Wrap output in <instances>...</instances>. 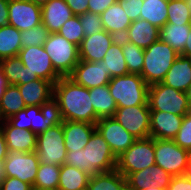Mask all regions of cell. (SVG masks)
<instances>
[{
  "label": "cell",
  "mask_w": 191,
  "mask_h": 190,
  "mask_svg": "<svg viewBox=\"0 0 191 190\" xmlns=\"http://www.w3.org/2000/svg\"><path fill=\"white\" fill-rule=\"evenodd\" d=\"M89 89L69 77H61L53 85V107L60 121H79L96 124L97 115L91 104Z\"/></svg>",
  "instance_id": "cell-1"
},
{
  "label": "cell",
  "mask_w": 191,
  "mask_h": 190,
  "mask_svg": "<svg viewBox=\"0 0 191 190\" xmlns=\"http://www.w3.org/2000/svg\"><path fill=\"white\" fill-rule=\"evenodd\" d=\"M116 163L117 158L97 129L83 149L67 151L65 159V164L89 175L113 171L116 169Z\"/></svg>",
  "instance_id": "cell-2"
},
{
  "label": "cell",
  "mask_w": 191,
  "mask_h": 190,
  "mask_svg": "<svg viewBox=\"0 0 191 190\" xmlns=\"http://www.w3.org/2000/svg\"><path fill=\"white\" fill-rule=\"evenodd\" d=\"M180 54L160 39L144 49L141 77L147 85L162 82L173 62Z\"/></svg>",
  "instance_id": "cell-3"
},
{
  "label": "cell",
  "mask_w": 191,
  "mask_h": 190,
  "mask_svg": "<svg viewBox=\"0 0 191 190\" xmlns=\"http://www.w3.org/2000/svg\"><path fill=\"white\" fill-rule=\"evenodd\" d=\"M108 86L117 107L148 105L149 85L138 74L112 77Z\"/></svg>",
  "instance_id": "cell-4"
},
{
  "label": "cell",
  "mask_w": 191,
  "mask_h": 190,
  "mask_svg": "<svg viewBox=\"0 0 191 190\" xmlns=\"http://www.w3.org/2000/svg\"><path fill=\"white\" fill-rule=\"evenodd\" d=\"M43 47L50 56L54 69L62 77H68L79 63L78 46L69 42L58 32L50 33Z\"/></svg>",
  "instance_id": "cell-5"
},
{
  "label": "cell",
  "mask_w": 191,
  "mask_h": 190,
  "mask_svg": "<svg viewBox=\"0 0 191 190\" xmlns=\"http://www.w3.org/2000/svg\"><path fill=\"white\" fill-rule=\"evenodd\" d=\"M148 105L150 110L185 116L189 112V97L188 93L159 82L149 85Z\"/></svg>",
  "instance_id": "cell-6"
},
{
  "label": "cell",
  "mask_w": 191,
  "mask_h": 190,
  "mask_svg": "<svg viewBox=\"0 0 191 190\" xmlns=\"http://www.w3.org/2000/svg\"><path fill=\"white\" fill-rule=\"evenodd\" d=\"M13 127L39 134L60 122L57 110L52 106H26L6 119Z\"/></svg>",
  "instance_id": "cell-7"
},
{
  "label": "cell",
  "mask_w": 191,
  "mask_h": 190,
  "mask_svg": "<svg viewBox=\"0 0 191 190\" xmlns=\"http://www.w3.org/2000/svg\"><path fill=\"white\" fill-rule=\"evenodd\" d=\"M155 165L154 138L137 139L117 157L116 170L125 178L133 172Z\"/></svg>",
  "instance_id": "cell-8"
},
{
  "label": "cell",
  "mask_w": 191,
  "mask_h": 190,
  "mask_svg": "<svg viewBox=\"0 0 191 190\" xmlns=\"http://www.w3.org/2000/svg\"><path fill=\"white\" fill-rule=\"evenodd\" d=\"M36 153L39 163L58 166L65 164L67 151L64 144L63 121L37 134Z\"/></svg>",
  "instance_id": "cell-9"
},
{
  "label": "cell",
  "mask_w": 191,
  "mask_h": 190,
  "mask_svg": "<svg viewBox=\"0 0 191 190\" xmlns=\"http://www.w3.org/2000/svg\"><path fill=\"white\" fill-rule=\"evenodd\" d=\"M155 164L172 176L184 175L191 152L178 146L174 140L154 139Z\"/></svg>",
  "instance_id": "cell-10"
},
{
  "label": "cell",
  "mask_w": 191,
  "mask_h": 190,
  "mask_svg": "<svg viewBox=\"0 0 191 190\" xmlns=\"http://www.w3.org/2000/svg\"><path fill=\"white\" fill-rule=\"evenodd\" d=\"M27 70L39 78L50 81L53 85L62 77L53 67L50 56L43 46L21 48L18 53Z\"/></svg>",
  "instance_id": "cell-11"
},
{
  "label": "cell",
  "mask_w": 191,
  "mask_h": 190,
  "mask_svg": "<svg viewBox=\"0 0 191 190\" xmlns=\"http://www.w3.org/2000/svg\"><path fill=\"white\" fill-rule=\"evenodd\" d=\"M113 117L137 139L150 137L149 105L117 107Z\"/></svg>",
  "instance_id": "cell-12"
},
{
  "label": "cell",
  "mask_w": 191,
  "mask_h": 190,
  "mask_svg": "<svg viewBox=\"0 0 191 190\" xmlns=\"http://www.w3.org/2000/svg\"><path fill=\"white\" fill-rule=\"evenodd\" d=\"M39 164L36 151L28 153L9 152L4 160L5 175L6 177L18 178L33 186Z\"/></svg>",
  "instance_id": "cell-13"
},
{
  "label": "cell",
  "mask_w": 191,
  "mask_h": 190,
  "mask_svg": "<svg viewBox=\"0 0 191 190\" xmlns=\"http://www.w3.org/2000/svg\"><path fill=\"white\" fill-rule=\"evenodd\" d=\"M96 129L105 139L116 158L137 140L114 117L99 119L96 122Z\"/></svg>",
  "instance_id": "cell-14"
},
{
  "label": "cell",
  "mask_w": 191,
  "mask_h": 190,
  "mask_svg": "<svg viewBox=\"0 0 191 190\" xmlns=\"http://www.w3.org/2000/svg\"><path fill=\"white\" fill-rule=\"evenodd\" d=\"M9 25L19 31L42 24L41 6L29 0H9Z\"/></svg>",
  "instance_id": "cell-15"
},
{
  "label": "cell",
  "mask_w": 191,
  "mask_h": 190,
  "mask_svg": "<svg viewBox=\"0 0 191 190\" xmlns=\"http://www.w3.org/2000/svg\"><path fill=\"white\" fill-rule=\"evenodd\" d=\"M68 77L76 84L87 89L108 85L111 79L103 61L87 62L84 60H79V63Z\"/></svg>",
  "instance_id": "cell-16"
},
{
  "label": "cell",
  "mask_w": 191,
  "mask_h": 190,
  "mask_svg": "<svg viewBox=\"0 0 191 190\" xmlns=\"http://www.w3.org/2000/svg\"><path fill=\"white\" fill-rule=\"evenodd\" d=\"M172 175L158 165H153L138 172L130 173L126 177L127 188L130 190H144L149 187L167 189Z\"/></svg>",
  "instance_id": "cell-17"
},
{
  "label": "cell",
  "mask_w": 191,
  "mask_h": 190,
  "mask_svg": "<svg viewBox=\"0 0 191 190\" xmlns=\"http://www.w3.org/2000/svg\"><path fill=\"white\" fill-rule=\"evenodd\" d=\"M117 38L102 30L89 37H84L79 45V59L87 62L102 61L105 53Z\"/></svg>",
  "instance_id": "cell-18"
},
{
  "label": "cell",
  "mask_w": 191,
  "mask_h": 190,
  "mask_svg": "<svg viewBox=\"0 0 191 190\" xmlns=\"http://www.w3.org/2000/svg\"><path fill=\"white\" fill-rule=\"evenodd\" d=\"M183 117L171 112L150 110V137L173 140L181 127Z\"/></svg>",
  "instance_id": "cell-19"
},
{
  "label": "cell",
  "mask_w": 191,
  "mask_h": 190,
  "mask_svg": "<svg viewBox=\"0 0 191 190\" xmlns=\"http://www.w3.org/2000/svg\"><path fill=\"white\" fill-rule=\"evenodd\" d=\"M26 106H52L53 84L45 79H37L17 85Z\"/></svg>",
  "instance_id": "cell-20"
},
{
  "label": "cell",
  "mask_w": 191,
  "mask_h": 190,
  "mask_svg": "<svg viewBox=\"0 0 191 190\" xmlns=\"http://www.w3.org/2000/svg\"><path fill=\"white\" fill-rule=\"evenodd\" d=\"M1 129L9 152L28 153L36 151L37 134L34 132L13 127L7 120H3Z\"/></svg>",
  "instance_id": "cell-21"
},
{
  "label": "cell",
  "mask_w": 191,
  "mask_h": 190,
  "mask_svg": "<svg viewBox=\"0 0 191 190\" xmlns=\"http://www.w3.org/2000/svg\"><path fill=\"white\" fill-rule=\"evenodd\" d=\"M96 130V124L79 121H63L66 151H77L85 147Z\"/></svg>",
  "instance_id": "cell-22"
},
{
  "label": "cell",
  "mask_w": 191,
  "mask_h": 190,
  "mask_svg": "<svg viewBox=\"0 0 191 190\" xmlns=\"http://www.w3.org/2000/svg\"><path fill=\"white\" fill-rule=\"evenodd\" d=\"M42 24L50 33H57L63 24L74 17L65 0H50L41 6Z\"/></svg>",
  "instance_id": "cell-23"
},
{
  "label": "cell",
  "mask_w": 191,
  "mask_h": 190,
  "mask_svg": "<svg viewBox=\"0 0 191 190\" xmlns=\"http://www.w3.org/2000/svg\"><path fill=\"white\" fill-rule=\"evenodd\" d=\"M162 83L188 93L191 86V58L179 55L166 73Z\"/></svg>",
  "instance_id": "cell-24"
},
{
  "label": "cell",
  "mask_w": 191,
  "mask_h": 190,
  "mask_svg": "<svg viewBox=\"0 0 191 190\" xmlns=\"http://www.w3.org/2000/svg\"><path fill=\"white\" fill-rule=\"evenodd\" d=\"M159 32L160 29L158 27L150 24L146 20L138 19L132 21L123 38L142 49H146L151 44L159 40Z\"/></svg>",
  "instance_id": "cell-25"
},
{
  "label": "cell",
  "mask_w": 191,
  "mask_h": 190,
  "mask_svg": "<svg viewBox=\"0 0 191 190\" xmlns=\"http://www.w3.org/2000/svg\"><path fill=\"white\" fill-rule=\"evenodd\" d=\"M100 17L104 30L114 35L117 39L126 35L128 27L132 23L118 2L108 7Z\"/></svg>",
  "instance_id": "cell-26"
},
{
  "label": "cell",
  "mask_w": 191,
  "mask_h": 190,
  "mask_svg": "<svg viewBox=\"0 0 191 190\" xmlns=\"http://www.w3.org/2000/svg\"><path fill=\"white\" fill-rule=\"evenodd\" d=\"M90 99L97 115V121L102 118H109L115 115L116 102L111 96L109 86H97L89 89Z\"/></svg>",
  "instance_id": "cell-27"
},
{
  "label": "cell",
  "mask_w": 191,
  "mask_h": 190,
  "mask_svg": "<svg viewBox=\"0 0 191 190\" xmlns=\"http://www.w3.org/2000/svg\"><path fill=\"white\" fill-rule=\"evenodd\" d=\"M104 67L112 77L124 76L129 73L122 50V38L116 39L103 57Z\"/></svg>",
  "instance_id": "cell-28"
},
{
  "label": "cell",
  "mask_w": 191,
  "mask_h": 190,
  "mask_svg": "<svg viewBox=\"0 0 191 190\" xmlns=\"http://www.w3.org/2000/svg\"><path fill=\"white\" fill-rule=\"evenodd\" d=\"M191 25L166 23L160 28L159 39L171 46L177 53L184 50Z\"/></svg>",
  "instance_id": "cell-29"
},
{
  "label": "cell",
  "mask_w": 191,
  "mask_h": 190,
  "mask_svg": "<svg viewBox=\"0 0 191 190\" xmlns=\"http://www.w3.org/2000/svg\"><path fill=\"white\" fill-rule=\"evenodd\" d=\"M90 176L83 170L63 164L60 166L57 190H82L88 187Z\"/></svg>",
  "instance_id": "cell-30"
},
{
  "label": "cell",
  "mask_w": 191,
  "mask_h": 190,
  "mask_svg": "<svg viewBox=\"0 0 191 190\" xmlns=\"http://www.w3.org/2000/svg\"><path fill=\"white\" fill-rule=\"evenodd\" d=\"M168 0H144L140 19L148 21L159 29L167 23Z\"/></svg>",
  "instance_id": "cell-31"
},
{
  "label": "cell",
  "mask_w": 191,
  "mask_h": 190,
  "mask_svg": "<svg viewBox=\"0 0 191 190\" xmlns=\"http://www.w3.org/2000/svg\"><path fill=\"white\" fill-rule=\"evenodd\" d=\"M90 190H125L126 178L116 169L102 174L91 175L88 181Z\"/></svg>",
  "instance_id": "cell-32"
},
{
  "label": "cell",
  "mask_w": 191,
  "mask_h": 190,
  "mask_svg": "<svg viewBox=\"0 0 191 190\" xmlns=\"http://www.w3.org/2000/svg\"><path fill=\"white\" fill-rule=\"evenodd\" d=\"M21 31L12 25L0 27V60L18 56L22 48Z\"/></svg>",
  "instance_id": "cell-33"
},
{
  "label": "cell",
  "mask_w": 191,
  "mask_h": 190,
  "mask_svg": "<svg viewBox=\"0 0 191 190\" xmlns=\"http://www.w3.org/2000/svg\"><path fill=\"white\" fill-rule=\"evenodd\" d=\"M26 108L17 85H8L0 101V115L3 120Z\"/></svg>",
  "instance_id": "cell-34"
},
{
  "label": "cell",
  "mask_w": 191,
  "mask_h": 190,
  "mask_svg": "<svg viewBox=\"0 0 191 190\" xmlns=\"http://www.w3.org/2000/svg\"><path fill=\"white\" fill-rule=\"evenodd\" d=\"M60 166L39 164L33 188L39 190H57L59 184Z\"/></svg>",
  "instance_id": "cell-35"
},
{
  "label": "cell",
  "mask_w": 191,
  "mask_h": 190,
  "mask_svg": "<svg viewBox=\"0 0 191 190\" xmlns=\"http://www.w3.org/2000/svg\"><path fill=\"white\" fill-rule=\"evenodd\" d=\"M122 50L129 73L141 75L144 49L122 38Z\"/></svg>",
  "instance_id": "cell-36"
},
{
  "label": "cell",
  "mask_w": 191,
  "mask_h": 190,
  "mask_svg": "<svg viewBox=\"0 0 191 190\" xmlns=\"http://www.w3.org/2000/svg\"><path fill=\"white\" fill-rule=\"evenodd\" d=\"M167 23L191 25V14L185 0H168Z\"/></svg>",
  "instance_id": "cell-37"
},
{
  "label": "cell",
  "mask_w": 191,
  "mask_h": 190,
  "mask_svg": "<svg viewBox=\"0 0 191 190\" xmlns=\"http://www.w3.org/2000/svg\"><path fill=\"white\" fill-rule=\"evenodd\" d=\"M0 70L6 77L8 85L20 84V78H22V61L18 56L2 59Z\"/></svg>",
  "instance_id": "cell-38"
},
{
  "label": "cell",
  "mask_w": 191,
  "mask_h": 190,
  "mask_svg": "<svg viewBox=\"0 0 191 190\" xmlns=\"http://www.w3.org/2000/svg\"><path fill=\"white\" fill-rule=\"evenodd\" d=\"M49 30L40 24L29 30L21 31V45L22 48H27L29 46H43L49 37Z\"/></svg>",
  "instance_id": "cell-39"
},
{
  "label": "cell",
  "mask_w": 191,
  "mask_h": 190,
  "mask_svg": "<svg viewBox=\"0 0 191 190\" xmlns=\"http://www.w3.org/2000/svg\"><path fill=\"white\" fill-rule=\"evenodd\" d=\"M58 33L78 47L85 37L79 16L76 15L66 21Z\"/></svg>",
  "instance_id": "cell-40"
},
{
  "label": "cell",
  "mask_w": 191,
  "mask_h": 190,
  "mask_svg": "<svg viewBox=\"0 0 191 190\" xmlns=\"http://www.w3.org/2000/svg\"><path fill=\"white\" fill-rule=\"evenodd\" d=\"M82 28L84 30V36L89 37L95 33L104 30L102 20L99 14L86 12L78 15Z\"/></svg>",
  "instance_id": "cell-41"
},
{
  "label": "cell",
  "mask_w": 191,
  "mask_h": 190,
  "mask_svg": "<svg viewBox=\"0 0 191 190\" xmlns=\"http://www.w3.org/2000/svg\"><path fill=\"white\" fill-rule=\"evenodd\" d=\"M183 149L191 152V113L188 112L182 120L181 127L173 139Z\"/></svg>",
  "instance_id": "cell-42"
},
{
  "label": "cell",
  "mask_w": 191,
  "mask_h": 190,
  "mask_svg": "<svg viewBox=\"0 0 191 190\" xmlns=\"http://www.w3.org/2000/svg\"><path fill=\"white\" fill-rule=\"evenodd\" d=\"M117 2L131 21L140 19L144 0H117Z\"/></svg>",
  "instance_id": "cell-43"
},
{
  "label": "cell",
  "mask_w": 191,
  "mask_h": 190,
  "mask_svg": "<svg viewBox=\"0 0 191 190\" xmlns=\"http://www.w3.org/2000/svg\"><path fill=\"white\" fill-rule=\"evenodd\" d=\"M32 188V185L14 177H5L0 183V190H32Z\"/></svg>",
  "instance_id": "cell-44"
},
{
  "label": "cell",
  "mask_w": 191,
  "mask_h": 190,
  "mask_svg": "<svg viewBox=\"0 0 191 190\" xmlns=\"http://www.w3.org/2000/svg\"><path fill=\"white\" fill-rule=\"evenodd\" d=\"M116 2L117 0H88V12L101 15L108 7Z\"/></svg>",
  "instance_id": "cell-45"
},
{
  "label": "cell",
  "mask_w": 191,
  "mask_h": 190,
  "mask_svg": "<svg viewBox=\"0 0 191 190\" xmlns=\"http://www.w3.org/2000/svg\"><path fill=\"white\" fill-rule=\"evenodd\" d=\"M167 190H191V181L184 175L173 176Z\"/></svg>",
  "instance_id": "cell-46"
},
{
  "label": "cell",
  "mask_w": 191,
  "mask_h": 190,
  "mask_svg": "<svg viewBox=\"0 0 191 190\" xmlns=\"http://www.w3.org/2000/svg\"><path fill=\"white\" fill-rule=\"evenodd\" d=\"M65 2L76 16L88 12V0H65Z\"/></svg>",
  "instance_id": "cell-47"
},
{
  "label": "cell",
  "mask_w": 191,
  "mask_h": 190,
  "mask_svg": "<svg viewBox=\"0 0 191 190\" xmlns=\"http://www.w3.org/2000/svg\"><path fill=\"white\" fill-rule=\"evenodd\" d=\"M9 0H0V27L9 24Z\"/></svg>",
  "instance_id": "cell-48"
},
{
  "label": "cell",
  "mask_w": 191,
  "mask_h": 190,
  "mask_svg": "<svg viewBox=\"0 0 191 190\" xmlns=\"http://www.w3.org/2000/svg\"><path fill=\"white\" fill-rule=\"evenodd\" d=\"M8 148L5 140L4 133L2 129H0V161H4L8 156Z\"/></svg>",
  "instance_id": "cell-49"
},
{
  "label": "cell",
  "mask_w": 191,
  "mask_h": 190,
  "mask_svg": "<svg viewBox=\"0 0 191 190\" xmlns=\"http://www.w3.org/2000/svg\"><path fill=\"white\" fill-rule=\"evenodd\" d=\"M37 79H39V77L36 74L30 73L27 67L22 64V78H20V84H25Z\"/></svg>",
  "instance_id": "cell-50"
},
{
  "label": "cell",
  "mask_w": 191,
  "mask_h": 190,
  "mask_svg": "<svg viewBox=\"0 0 191 190\" xmlns=\"http://www.w3.org/2000/svg\"><path fill=\"white\" fill-rule=\"evenodd\" d=\"M180 55L191 58V30L188 34L184 50Z\"/></svg>",
  "instance_id": "cell-51"
},
{
  "label": "cell",
  "mask_w": 191,
  "mask_h": 190,
  "mask_svg": "<svg viewBox=\"0 0 191 190\" xmlns=\"http://www.w3.org/2000/svg\"><path fill=\"white\" fill-rule=\"evenodd\" d=\"M8 86L6 77L4 76L3 72L0 70V101L3 97L4 91L6 87Z\"/></svg>",
  "instance_id": "cell-52"
},
{
  "label": "cell",
  "mask_w": 191,
  "mask_h": 190,
  "mask_svg": "<svg viewBox=\"0 0 191 190\" xmlns=\"http://www.w3.org/2000/svg\"><path fill=\"white\" fill-rule=\"evenodd\" d=\"M184 176L189 181H191V155H190V159H189L188 165L186 166V170H185Z\"/></svg>",
  "instance_id": "cell-53"
},
{
  "label": "cell",
  "mask_w": 191,
  "mask_h": 190,
  "mask_svg": "<svg viewBox=\"0 0 191 190\" xmlns=\"http://www.w3.org/2000/svg\"><path fill=\"white\" fill-rule=\"evenodd\" d=\"M5 177L6 175H5V169H4V161H0V183L3 181Z\"/></svg>",
  "instance_id": "cell-54"
},
{
  "label": "cell",
  "mask_w": 191,
  "mask_h": 190,
  "mask_svg": "<svg viewBox=\"0 0 191 190\" xmlns=\"http://www.w3.org/2000/svg\"><path fill=\"white\" fill-rule=\"evenodd\" d=\"M29 1L42 6L43 4L49 2L50 0H29Z\"/></svg>",
  "instance_id": "cell-55"
},
{
  "label": "cell",
  "mask_w": 191,
  "mask_h": 190,
  "mask_svg": "<svg viewBox=\"0 0 191 190\" xmlns=\"http://www.w3.org/2000/svg\"><path fill=\"white\" fill-rule=\"evenodd\" d=\"M188 97H189V112L191 113V86H190V89L188 91Z\"/></svg>",
  "instance_id": "cell-56"
},
{
  "label": "cell",
  "mask_w": 191,
  "mask_h": 190,
  "mask_svg": "<svg viewBox=\"0 0 191 190\" xmlns=\"http://www.w3.org/2000/svg\"><path fill=\"white\" fill-rule=\"evenodd\" d=\"M185 1L187 3L188 9H189L190 14H191V0H185Z\"/></svg>",
  "instance_id": "cell-57"
},
{
  "label": "cell",
  "mask_w": 191,
  "mask_h": 190,
  "mask_svg": "<svg viewBox=\"0 0 191 190\" xmlns=\"http://www.w3.org/2000/svg\"><path fill=\"white\" fill-rule=\"evenodd\" d=\"M144 190H167V189H160V188H154V187H149V188H146Z\"/></svg>",
  "instance_id": "cell-58"
},
{
  "label": "cell",
  "mask_w": 191,
  "mask_h": 190,
  "mask_svg": "<svg viewBox=\"0 0 191 190\" xmlns=\"http://www.w3.org/2000/svg\"><path fill=\"white\" fill-rule=\"evenodd\" d=\"M2 123H3V119H2V117L0 115V129L2 128Z\"/></svg>",
  "instance_id": "cell-59"
}]
</instances>
